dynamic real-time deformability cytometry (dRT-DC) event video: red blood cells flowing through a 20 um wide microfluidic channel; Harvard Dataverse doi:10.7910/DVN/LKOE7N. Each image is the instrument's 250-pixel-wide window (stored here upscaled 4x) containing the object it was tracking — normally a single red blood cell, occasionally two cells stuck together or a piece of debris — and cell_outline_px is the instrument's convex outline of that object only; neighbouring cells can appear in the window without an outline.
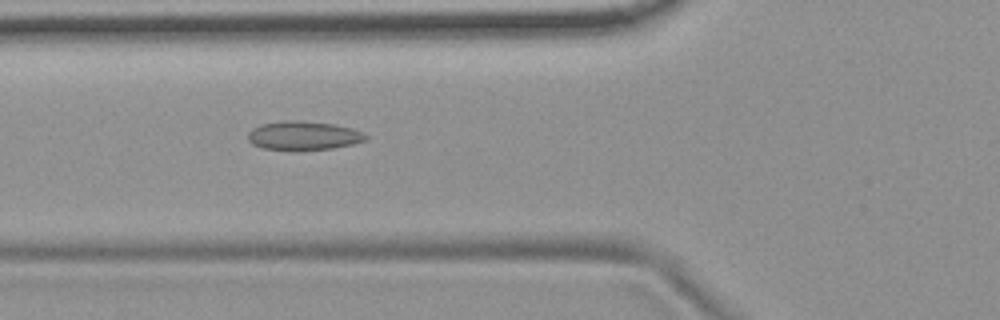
{"species": "common noctule bat (a hibernating species)", "species_latin": "Nyctalus noctula", "temperature_condition": "room temperature", "stored_images_in_passage": 46, "camera_frame_rate_fps": 3000, "um_per_image_px": 0.085, "animal": {"sex": "female", "body_mass_g": 19.9}, "frame": {"image": 1, "passage_image": 12, "time_ms": 3.667, "image_size_px": [1000, 320], "cell_outline_px": [[368, 136], [364, 140], [352, 144], [332, 148], [296, 152], [264, 148], [252, 144], [248, 140], [248, 132], [252, 128], [260, 124], [284, 120], [296, 120], [332, 124], [352, 128]], "centroid_in_image_um": [25.73, 11.55], "position_along_channel_um": 100.1, "area_um2": 20.06}}
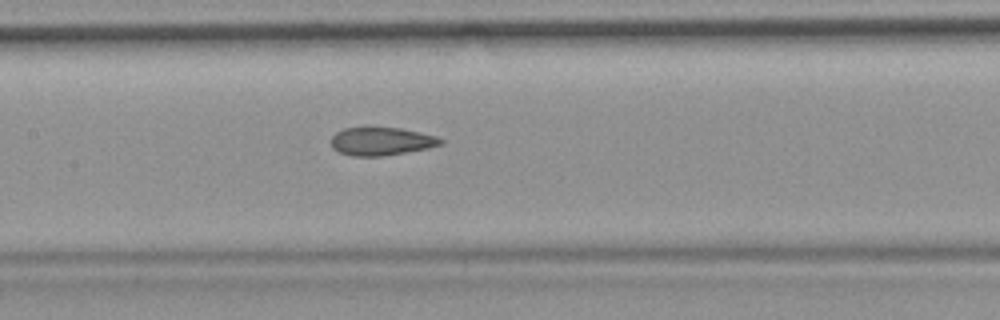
{"frame": {"image": 2, "passage_image": 18, "time_ms": 5.667, "image_size_px": [1000, 320], "cell_outline_px": [[444, 144], [428, 148], [380, 156], [352, 156], [340, 152], [332, 148], [332, 136], [336, 132], [344, 128], [364, 124], [368, 124], [400, 128], [420, 132], [436, 136], [444, 140]], "centroid_in_image_um": [32.39, 11.95], "position_along_channel_um": 175.0, "area_um2": 18.61}}
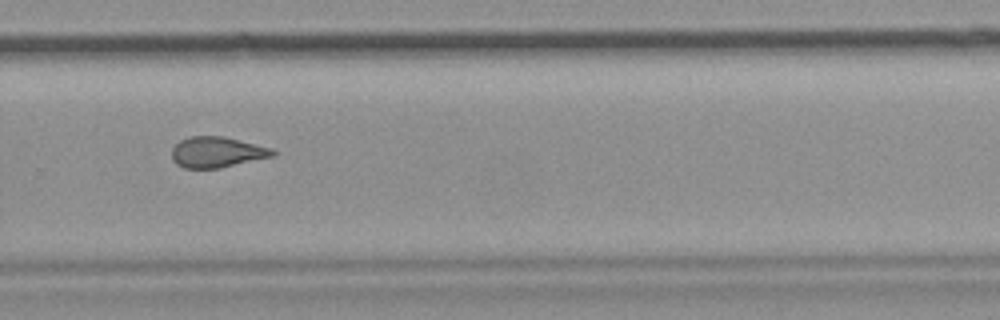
{"frame": {"image": 3, "passage_image": 29, "time_ms": 9.333, "image_size_px": [1000, 320], "cell_outline_px": [[276, 156], [220, 168], [184, 168], [176, 164], [172, 160], [172, 148], [180, 140], [192, 136], [224, 136], [272, 148], [276, 152]], "centroid_in_image_um": [18.46, 12.94], "position_along_channel_um": 311.3, "area_um2": 18.21}, "authors_computed_cell_mechanics": {"area_um2": 18.7272, "velocity_mm_per_s": 3.7334, "shape_relaxation_time_tau1_ms": null, "shape_relaxation_time_tau2_ms": 2.6763, "deformation_change_tau1": null, "deformation_change_tau2": 0.1059}}